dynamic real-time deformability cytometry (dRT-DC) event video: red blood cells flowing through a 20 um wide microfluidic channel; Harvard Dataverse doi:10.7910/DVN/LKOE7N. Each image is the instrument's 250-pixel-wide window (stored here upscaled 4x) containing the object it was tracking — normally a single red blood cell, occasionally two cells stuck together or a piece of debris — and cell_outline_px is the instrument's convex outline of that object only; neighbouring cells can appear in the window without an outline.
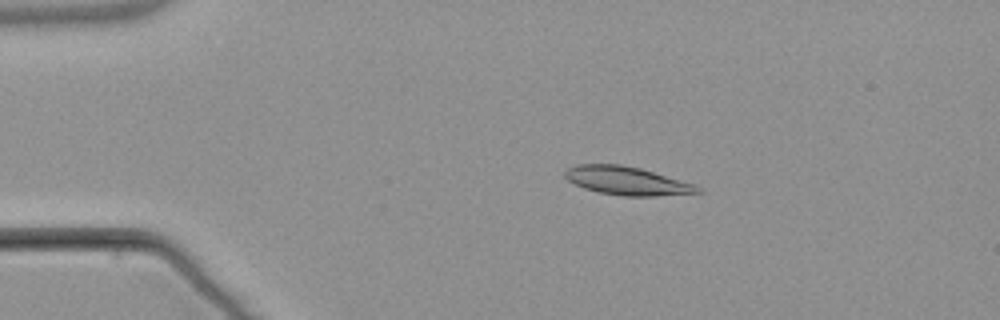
{"species": "common noctule bat (a hibernating species)", "species_latin": "Nyctalus noctula", "temperature_condition": "warm", "stored_images_in_passage": 7, "camera_frame_rate_fps": 3000, "um_per_image_px": 0.085, "animal": {"sex": "male", "body_mass_g": 21.5, "forearm_length_mm": 52.0}, "frame": {"image": 1, "passage_image": 3, "time_ms": 3.333, "image_size_px": [1000, 320], "cell_outline_px": [[704, 192], [656, 196], [624, 196], [596, 192], [584, 188], [568, 180], [564, 176], [564, 172], [568, 168], [580, 164], [620, 164], [640, 168], [696, 184]], "centroid_in_image_um": [53.31, 15.37], "position_along_channel_um": 31.7, "area_um2": 21.96}}
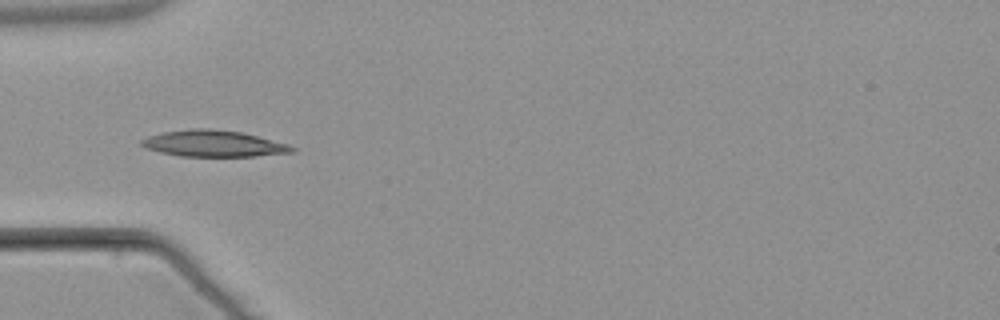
{"frame": {"image": 2, "passage_image": 5, "time_ms": 5.667, "image_size_px": [1000, 320], "cell_outline_px": [[296, 152], [256, 156], [180, 156], [160, 152], [144, 148], [140, 144], [140, 140], [148, 136], [164, 132], [188, 128], [208, 128], [244, 132], [288, 144], [296, 148]], "centroid_in_image_um": [18.16, 12.2], "position_along_channel_um": 66.8, "area_um2": 23.35}}
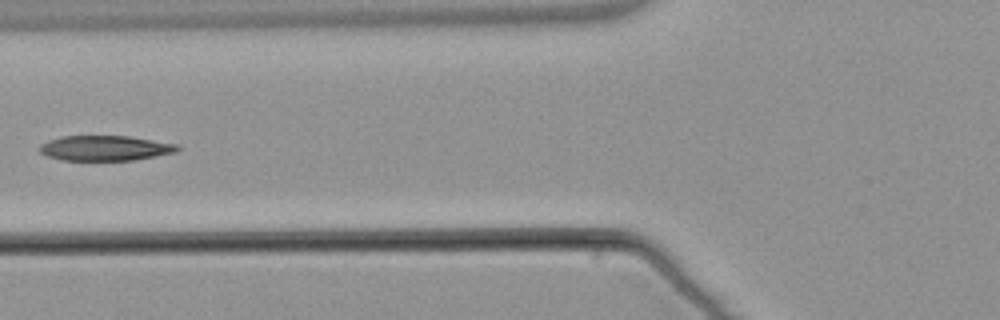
{"frame": {"image": 3, "passage_image": 6, "time_ms": 7.0, "image_size_px": [1000, 320], "cell_outline_px": [[180, 148], [176, 152], [156, 156], [132, 160], [60, 160], [48, 156], [40, 152], [36, 148], [40, 144], [48, 140], [64, 136], [128, 136], [180, 144]], "centroid_in_image_um": [8.93, 12.59], "position_along_channel_um": 116.9, "area_um2": 20.29}}